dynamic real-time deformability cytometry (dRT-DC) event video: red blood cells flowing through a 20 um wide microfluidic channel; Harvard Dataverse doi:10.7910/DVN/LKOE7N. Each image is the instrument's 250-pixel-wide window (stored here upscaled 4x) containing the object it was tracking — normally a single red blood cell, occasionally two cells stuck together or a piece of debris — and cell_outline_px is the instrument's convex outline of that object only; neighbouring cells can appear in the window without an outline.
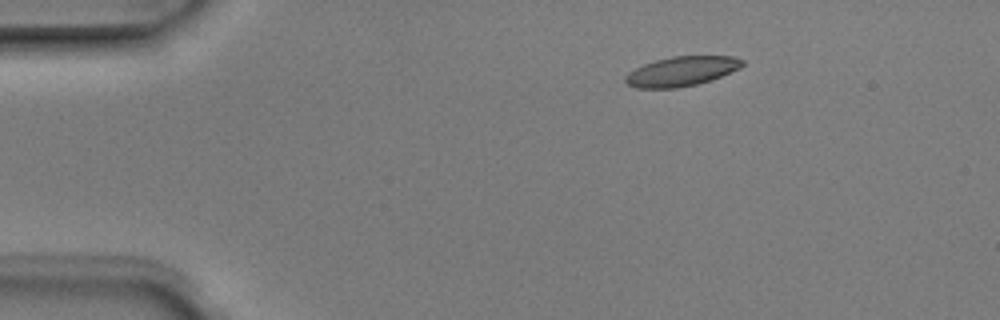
{"species": "Egyptian fruit bat (a non-hibernating species)", "species_latin": "Rousettus aegyptiacus", "temperature_condition": "room temperature", "stored_images_in_passage": 5, "camera_frame_rate_fps": 3000, "um_per_image_px": 0.085, "animal": {"sex": "male"}, "frame": {"image": 1, "passage_image": 3, "time_ms": 0.667, "image_size_px": [1000, 320], "cell_outline_px": [[744, 64], [740, 68], [712, 80], [696, 84], [676, 88], [636, 88], [628, 84], [624, 80], [624, 76], [628, 72], [644, 64], [656, 60], [672, 56], [732, 56], [744, 60]], "centroid_in_image_um": [57.93, 6.06], "position_along_channel_um": 27.1, "area_um2": 20.17}}
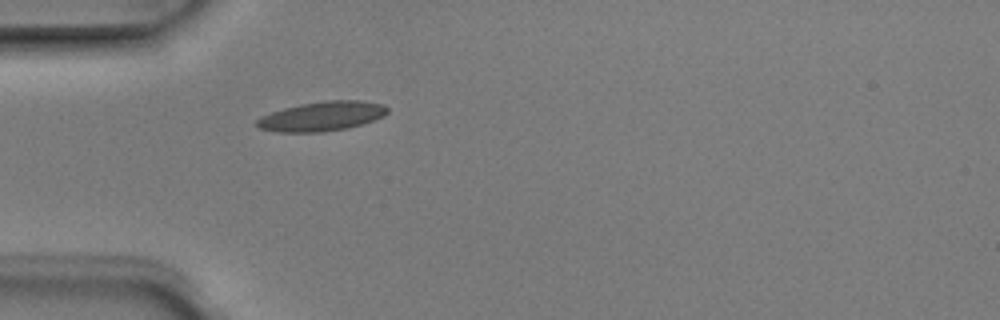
{"frame": {"image": 2, "passage_image": 5, "time_ms": 1.333, "image_size_px": [1000, 320], "cell_outline_px": [[388, 112], [384, 116], [348, 128], [324, 132], [276, 132], [260, 128], [256, 124], [256, 120], [260, 116], [284, 108], [300, 104], [328, 100], [364, 100], [384, 104], [388, 108]], "centroid_in_image_um": [27.37, 9.87], "position_along_channel_um": 57.6, "area_um2": 22.48}}